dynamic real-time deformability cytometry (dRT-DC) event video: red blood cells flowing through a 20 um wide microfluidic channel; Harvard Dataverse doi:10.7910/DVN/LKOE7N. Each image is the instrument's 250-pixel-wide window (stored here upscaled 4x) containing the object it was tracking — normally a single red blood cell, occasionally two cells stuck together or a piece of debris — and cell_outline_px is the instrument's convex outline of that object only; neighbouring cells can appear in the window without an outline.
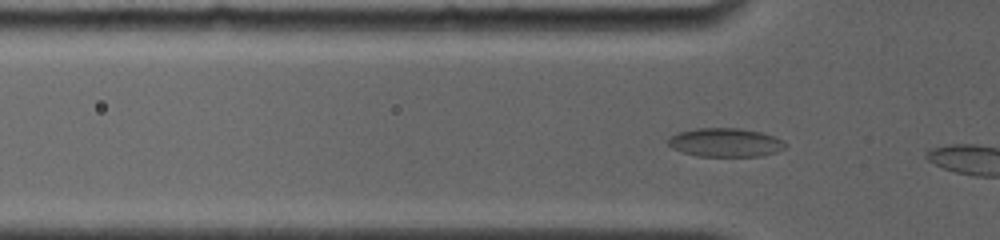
{"species": "common noctule bat (a hibernating species)", "species_latin": "Nyctalus noctula", "temperature_condition": "room temperature", "stored_images_in_passage": 6, "camera_frame_rate_fps": 4000, "um_per_image_px": 0.085, "animal": {"sex": "female", "body_mass_g": 19.0, "forearm_length_mm": 56.7}, "frame": {"image": 1, "passage_image": 4, "time_ms": 0.75, "image_size_px": [1000, 240], "cell_outline_px": [[788, 148], [764, 156], [696, 156], [672, 148], [668, 144], [668, 136], [676, 132], [696, 128], [740, 128], [760, 132], [776, 136], [784, 140], [788, 144]], "centroid_in_image_um": [61.7, 12.11], "position_along_channel_um": 64.1, "area_um2": 20.0}}